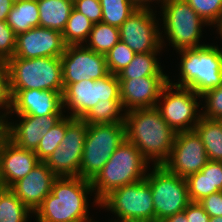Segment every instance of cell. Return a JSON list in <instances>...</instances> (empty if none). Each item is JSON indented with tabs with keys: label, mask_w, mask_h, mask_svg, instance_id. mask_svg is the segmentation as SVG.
Instances as JSON below:
<instances>
[{
	"label": "cell",
	"mask_w": 222,
	"mask_h": 222,
	"mask_svg": "<svg viewBox=\"0 0 222 222\" xmlns=\"http://www.w3.org/2000/svg\"><path fill=\"white\" fill-rule=\"evenodd\" d=\"M126 139L133 143L144 158L155 166L163 165L172 150L175 131L156 107L125 112Z\"/></svg>",
	"instance_id": "cell-1"
},
{
	"label": "cell",
	"mask_w": 222,
	"mask_h": 222,
	"mask_svg": "<svg viewBox=\"0 0 222 222\" xmlns=\"http://www.w3.org/2000/svg\"><path fill=\"white\" fill-rule=\"evenodd\" d=\"M92 192L89 180L79 176L57 177L51 193L34 212L37 222H94L87 214V195Z\"/></svg>",
	"instance_id": "cell-2"
},
{
	"label": "cell",
	"mask_w": 222,
	"mask_h": 222,
	"mask_svg": "<svg viewBox=\"0 0 222 222\" xmlns=\"http://www.w3.org/2000/svg\"><path fill=\"white\" fill-rule=\"evenodd\" d=\"M148 163L138 148L125 139L91 181L92 190L96 192L94 202L99 206L112 190L146 178Z\"/></svg>",
	"instance_id": "cell-3"
},
{
	"label": "cell",
	"mask_w": 222,
	"mask_h": 222,
	"mask_svg": "<svg viewBox=\"0 0 222 222\" xmlns=\"http://www.w3.org/2000/svg\"><path fill=\"white\" fill-rule=\"evenodd\" d=\"M221 49V50H220ZM203 45L178 51L181 55L179 87H187L198 95L222 85V48Z\"/></svg>",
	"instance_id": "cell-4"
},
{
	"label": "cell",
	"mask_w": 222,
	"mask_h": 222,
	"mask_svg": "<svg viewBox=\"0 0 222 222\" xmlns=\"http://www.w3.org/2000/svg\"><path fill=\"white\" fill-rule=\"evenodd\" d=\"M9 92L18 90H51L63 94V73L60 57L18 58L7 61Z\"/></svg>",
	"instance_id": "cell-5"
},
{
	"label": "cell",
	"mask_w": 222,
	"mask_h": 222,
	"mask_svg": "<svg viewBox=\"0 0 222 222\" xmlns=\"http://www.w3.org/2000/svg\"><path fill=\"white\" fill-rule=\"evenodd\" d=\"M125 139V123L88 125L79 177L92 181Z\"/></svg>",
	"instance_id": "cell-6"
},
{
	"label": "cell",
	"mask_w": 222,
	"mask_h": 222,
	"mask_svg": "<svg viewBox=\"0 0 222 222\" xmlns=\"http://www.w3.org/2000/svg\"><path fill=\"white\" fill-rule=\"evenodd\" d=\"M161 7L166 38L177 52L206 45L199 44V40L201 28L208 24L185 0H167Z\"/></svg>",
	"instance_id": "cell-7"
},
{
	"label": "cell",
	"mask_w": 222,
	"mask_h": 222,
	"mask_svg": "<svg viewBox=\"0 0 222 222\" xmlns=\"http://www.w3.org/2000/svg\"><path fill=\"white\" fill-rule=\"evenodd\" d=\"M145 179L151 187L155 222L182 212L191 203L186 178L168 171L163 165H154Z\"/></svg>",
	"instance_id": "cell-8"
},
{
	"label": "cell",
	"mask_w": 222,
	"mask_h": 222,
	"mask_svg": "<svg viewBox=\"0 0 222 222\" xmlns=\"http://www.w3.org/2000/svg\"><path fill=\"white\" fill-rule=\"evenodd\" d=\"M99 206L114 212L118 220L155 222L151 187L145 178L112 190Z\"/></svg>",
	"instance_id": "cell-9"
},
{
	"label": "cell",
	"mask_w": 222,
	"mask_h": 222,
	"mask_svg": "<svg viewBox=\"0 0 222 222\" xmlns=\"http://www.w3.org/2000/svg\"><path fill=\"white\" fill-rule=\"evenodd\" d=\"M63 108L68 107L72 118H83L99 101L121 102L120 82L117 75L109 73L102 79L83 80L63 84Z\"/></svg>",
	"instance_id": "cell-10"
},
{
	"label": "cell",
	"mask_w": 222,
	"mask_h": 222,
	"mask_svg": "<svg viewBox=\"0 0 222 222\" xmlns=\"http://www.w3.org/2000/svg\"><path fill=\"white\" fill-rule=\"evenodd\" d=\"M88 125L81 118L66 115V133L44 163L57 177H77Z\"/></svg>",
	"instance_id": "cell-11"
},
{
	"label": "cell",
	"mask_w": 222,
	"mask_h": 222,
	"mask_svg": "<svg viewBox=\"0 0 222 222\" xmlns=\"http://www.w3.org/2000/svg\"><path fill=\"white\" fill-rule=\"evenodd\" d=\"M173 89L176 91L173 92ZM161 97L164 105L161 107L157 104L156 108L175 133L194 130L201 118L200 112L198 114L197 111L200 105L197 98L201 96L190 88L179 87L169 82L164 87Z\"/></svg>",
	"instance_id": "cell-12"
},
{
	"label": "cell",
	"mask_w": 222,
	"mask_h": 222,
	"mask_svg": "<svg viewBox=\"0 0 222 222\" xmlns=\"http://www.w3.org/2000/svg\"><path fill=\"white\" fill-rule=\"evenodd\" d=\"M152 9H137L119 27L120 41L136 54L159 52L163 36ZM156 19V20H155Z\"/></svg>",
	"instance_id": "cell-13"
},
{
	"label": "cell",
	"mask_w": 222,
	"mask_h": 222,
	"mask_svg": "<svg viewBox=\"0 0 222 222\" xmlns=\"http://www.w3.org/2000/svg\"><path fill=\"white\" fill-rule=\"evenodd\" d=\"M60 58L63 84H73L88 79L98 80L109 74L105 55L82 44L66 46Z\"/></svg>",
	"instance_id": "cell-14"
},
{
	"label": "cell",
	"mask_w": 222,
	"mask_h": 222,
	"mask_svg": "<svg viewBox=\"0 0 222 222\" xmlns=\"http://www.w3.org/2000/svg\"><path fill=\"white\" fill-rule=\"evenodd\" d=\"M208 161L203 142L192 130L175 134L171 153L163 166L168 171L187 178L199 172Z\"/></svg>",
	"instance_id": "cell-15"
},
{
	"label": "cell",
	"mask_w": 222,
	"mask_h": 222,
	"mask_svg": "<svg viewBox=\"0 0 222 222\" xmlns=\"http://www.w3.org/2000/svg\"><path fill=\"white\" fill-rule=\"evenodd\" d=\"M168 76H144L135 79H118L121 106L126 111L156 107ZM128 109V110H127Z\"/></svg>",
	"instance_id": "cell-16"
},
{
	"label": "cell",
	"mask_w": 222,
	"mask_h": 222,
	"mask_svg": "<svg viewBox=\"0 0 222 222\" xmlns=\"http://www.w3.org/2000/svg\"><path fill=\"white\" fill-rule=\"evenodd\" d=\"M62 33L45 27H35L17 35L13 57H61L65 51Z\"/></svg>",
	"instance_id": "cell-17"
},
{
	"label": "cell",
	"mask_w": 222,
	"mask_h": 222,
	"mask_svg": "<svg viewBox=\"0 0 222 222\" xmlns=\"http://www.w3.org/2000/svg\"><path fill=\"white\" fill-rule=\"evenodd\" d=\"M62 93L51 90H18L12 97L8 115L49 116L63 114Z\"/></svg>",
	"instance_id": "cell-18"
},
{
	"label": "cell",
	"mask_w": 222,
	"mask_h": 222,
	"mask_svg": "<svg viewBox=\"0 0 222 222\" xmlns=\"http://www.w3.org/2000/svg\"><path fill=\"white\" fill-rule=\"evenodd\" d=\"M57 176L40 161L24 178L9 189L34 213L45 197L51 193Z\"/></svg>",
	"instance_id": "cell-19"
},
{
	"label": "cell",
	"mask_w": 222,
	"mask_h": 222,
	"mask_svg": "<svg viewBox=\"0 0 222 222\" xmlns=\"http://www.w3.org/2000/svg\"><path fill=\"white\" fill-rule=\"evenodd\" d=\"M21 121L18 123H7L8 139L17 146L35 151L43 136L57 124L63 114L49 116L17 115ZM15 124V125H14Z\"/></svg>",
	"instance_id": "cell-20"
},
{
	"label": "cell",
	"mask_w": 222,
	"mask_h": 222,
	"mask_svg": "<svg viewBox=\"0 0 222 222\" xmlns=\"http://www.w3.org/2000/svg\"><path fill=\"white\" fill-rule=\"evenodd\" d=\"M40 160L33 150H27L7 140L0 155V187L10 188L24 178Z\"/></svg>",
	"instance_id": "cell-21"
},
{
	"label": "cell",
	"mask_w": 222,
	"mask_h": 222,
	"mask_svg": "<svg viewBox=\"0 0 222 222\" xmlns=\"http://www.w3.org/2000/svg\"><path fill=\"white\" fill-rule=\"evenodd\" d=\"M191 202H199L212 193L222 191V162L211 161L197 173L187 178Z\"/></svg>",
	"instance_id": "cell-22"
},
{
	"label": "cell",
	"mask_w": 222,
	"mask_h": 222,
	"mask_svg": "<svg viewBox=\"0 0 222 222\" xmlns=\"http://www.w3.org/2000/svg\"><path fill=\"white\" fill-rule=\"evenodd\" d=\"M39 26L63 32L73 9L72 0H37Z\"/></svg>",
	"instance_id": "cell-23"
},
{
	"label": "cell",
	"mask_w": 222,
	"mask_h": 222,
	"mask_svg": "<svg viewBox=\"0 0 222 222\" xmlns=\"http://www.w3.org/2000/svg\"><path fill=\"white\" fill-rule=\"evenodd\" d=\"M194 131L203 142L208 159L222 162V120L201 116Z\"/></svg>",
	"instance_id": "cell-24"
},
{
	"label": "cell",
	"mask_w": 222,
	"mask_h": 222,
	"mask_svg": "<svg viewBox=\"0 0 222 222\" xmlns=\"http://www.w3.org/2000/svg\"><path fill=\"white\" fill-rule=\"evenodd\" d=\"M16 35L39 26L37 1H14L6 20Z\"/></svg>",
	"instance_id": "cell-25"
},
{
	"label": "cell",
	"mask_w": 222,
	"mask_h": 222,
	"mask_svg": "<svg viewBox=\"0 0 222 222\" xmlns=\"http://www.w3.org/2000/svg\"><path fill=\"white\" fill-rule=\"evenodd\" d=\"M158 52L135 54L133 60L117 74L118 79H135L144 76H167L156 58Z\"/></svg>",
	"instance_id": "cell-26"
},
{
	"label": "cell",
	"mask_w": 222,
	"mask_h": 222,
	"mask_svg": "<svg viewBox=\"0 0 222 222\" xmlns=\"http://www.w3.org/2000/svg\"><path fill=\"white\" fill-rule=\"evenodd\" d=\"M33 213L9 188L0 187V222H28Z\"/></svg>",
	"instance_id": "cell-27"
},
{
	"label": "cell",
	"mask_w": 222,
	"mask_h": 222,
	"mask_svg": "<svg viewBox=\"0 0 222 222\" xmlns=\"http://www.w3.org/2000/svg\"><path fill=\"white\" fill-rule=\"evenodd\" d=\"M93 25L94 23L73 7L65 29L62 32L65 45H81V43H87V38H89Z\"/></svg>",
	"instance_id": "cell-28"
},
{
	"label": "cell",
	"mask_w": 222,
	"mask_h": 222,
	"mask_svg": "<svg viewBox=\"0 0 222 222\" xmlns=\"http://www.w3.org/2000/svg\"><path fill=\"white\" fill-rule=\"evenodd\" d=\"M87 41V48L106 55L120 41L119 28L102 22L94 24Z\"/></svg>",
	"instance_id": "cell-29"
},
{
	"label": "cell",
	"mask_w": 222,
	"mask_h": 222,
	"mask_svg": "<svg viewBox=\"0 0 222 222\" xmlns=\"http://www.w3.org/2000/svg\"><path fill=\"white\" fill-rule=\"evenodd\" d=\"M121 102L99 101L82 119L87 125L124 123Z\"/></svg>",
	"instance_id": "cell-30"
},
{
	"label": "cell",
	"mask_w": 222,
	"mask_h": 222,
	"mask_svg": "<svg viewBox=\"0 0 222 222\" xmlns=\"http://www.w3.org/2000/svg\"><path fill=\"white\" fill-rule=\"evenodd\" d=\"M102 8L101 22L120 27L137 8L129 0H99Z\"/></svg>",
	"instance_id": "cell-31"
},
{
	"label": "cell",
	"mask_w": 222,
	"mask_h": 222,
	"mask_svg": "<svg viewBox=\"0 0 222 222\" xmlns=\"http://www.w3.org/2000/svg\"><path fill=\"white\" fill-rule=\"evenodd\" d=\"M66 133V117L55 124L48 133L42 137L39 146L34 151L38 159L44 162L54 150L59 147Z\"/></svg>",
	"instance_id": "cell-32"
},
{
	"label": "cell",
	"mask_w": 222,
	"mask_h": 222,
	"mask_svg": "<svg viewBox=\"0 0 222 222\" xmlns=\"http://www.w3.org/2000/svg\"><path fill=\"white\" fill-rule=\"evenodd\" d=\"M208 25L222 24V0H185Z\"/></svg>",
	"instance_id": "cell-33"
},
{
	"label": "cell",
	"mask_w": 222,
	"mask_h": 222,
	"mask_svg": "<svg viewBox=\"0 0 222 222\" xmlns=\"http://www.w3.org/2000/svg\"><path fill=\"white\" fill-rule=\"evenodd\" d=\"M135 54L136 53L132 51L124 42L119 41L105 55L109 73L117 75L129 65Z\"/></svg>",
	"instance_id": "cell-34"
},
{
	"label": "cell",
	"mask_w": 222,
	"mask_h": 222,
	"mask_svg": "<svg viewBox=\"0 0 222 222\" xmlns=\"http://www.w3.org/2000/svg\"><path fill=\"white\" fill-rule=\"evenodd\" d=\"M205 99L206 110L201 116L207 119L222 120V85L201 95Z\"/></svg>",
	"instance_id": "cell-35"
},
{
	"label": "cell",
	"mask_w": 222,
	"mask_h": 222,
	"mask_svg": "<svg viewBox=\"0 0 222 222\" xmlns=\"http://www.w3.org/2000/svg\"><path fill=\"white\" fill-rule=\"evenodd\" d=\"M17 35L6 21H0V60L8 61L14 56Z\"/></svg>",
	"instance_id": "cell-36"
},
{
	"label": "cell",
	"mask_w": 222,
	"mask_h": 222,
	"mask_svg": "<svg viewBox=\"0 0 222 222\" xmlns=\"http://www.w3.org/2000/svg\"><path fill=\"white\" fill-rule=\"evenodd\" d=\"M73 7L84 14L92 23L101 22L102 8L99 0H75Z\"/></svg>",
	"instance_id": "cell-37"
},
{
	"label": "cell",
	"mask_w": 222,
	"mask_h": 222,
	"mask_svg": "<svg viewBox=\"0 0 222 222\" xmlns=\"http://www.w3.org/2000/svg\"><path fill=\"white\" fill-rule=\"evenodd\" d=\"M11 96L9 92V77L7 61L0 60V106L9 112Z\"/></svg>",
	"instance_id": "cell-38"
},
{
	"label": "cell",
	"mask_w": 222,
	"mask_h": 222,
	"mask_svg": "<svg viewBox=\"0 0 222 222\" xmlns=\"http://www.w3.org/2000/svg\"><path fill=\"white\" fill-rule=\"evenodd\" d=\"M199 203L210 218L222 216V191L204 197Z\"/></svg>",
	"instance_id": "cell-39"
},
{
	"label": "cell",
	"mask_w": 222,
	"mask_h": 222,
	"mask_svg": "<svg viewBox=\"0 0 222 222\" xmlns=\"http://www.w3.org/2000/svg\"><path fill=\"white\" fill-rule=\"evenodd\" d=\"M188 222H210V216L199 202H191L184 210Z\"/></svg>",
	"instance_id": "cell-40"
},
{
	"label": "cell",
	"mask_w": 222,
	"mask_h": 222,
	"mask_svg": "<svg viewBox=\"0 0 222 222\" xmlns=\"http://www.w3.org/2000/svg\"><path fill=\"white\" fill-rule=\"evenodd\" d=\"M14 5V0H0V21H6L10 10Z\"/></svg>",
	"instance_id": "cell-41"
},
{
	"label": "cell",
	"mask_w": 222,
	"mask_h": 222,
	"mask_svg": "<svg viewBox=\"0 0 222 222\" xmlns=\"http://www.w3.org/2000/svg\"><path fill=\"white\" fill-rule=\"evenodd\" d=\"M137 9H151L149 7L150 2H153L154 0H129ZM157 1V0H156ZM161 1L162 4H164L167 0H158ZM147 2V3H146ZM149 2V4H148Z\"/></svg>",
	"instance_id": "cell-42"
},
{
	"label": "cell",
	"mask_w": 222,
	"mask_h": 222,
	"mask_svg": "<svg viewBox=\"0 0 222 222\" xmlns=\"http://www.w3.org/2000/svg\"><path fill=\"white\" fill-rule=\"evenodd\" d=\"M161 222H188L187 221V217L185 215V212H179V213H175L174 215L164 219Z\"/></svg>",
	"instance_id": "cell-43"
},
{
	"label": "cell",
	"mask_w": 222,
	"mask_h": 222,
	"mask_svg": "<svg viewBox=\"0 0 222 222\" xmlns=\"http://www.w3.org/2000/svg\"><path fill=\"white\" fill-rule=\"evenodd\" d=\"M8 140V128H0V155L4 143Z\"/></svg>",
	"instance_id": "cell-44"
},
{
	"label": "cell",
	"mask_w": 222,
	"mask_h": 222,
	"mask_svg": "<svg viewBox=\"0 0 222 222\" xmlns=\"http://www.w3.org/2000/svg\"><path fill=\"white\" fill-rule=\"evenodd\" d=\"M1 108V106H0ZM8 113H5L3 115H0V128H7V123L8 121H6V117H7Z\"/></svg>",
	"instance_id": "cell-45"
},
{
	"label": "cell",
	"mask_w": 222,
	"mask_h": 222,
	"mask_svg": "<svg viewBox=\"0 0 222 222\" xmlns=\"http://www.w3.org/2000/svg\"><path fill=\"white\" fill-rule=\"evenodd\" d=\"M210 222H222V216L212 217Z\"/></svg>",
	"instance_id": "cell-46"
},
{
	"label": "cell",
	"mask_w": 222,
	"mask_h": 222,
	"mask_svg": "<svg viewBox=\"0 0 222 222\" xmlns=\"http://www.w3.org/2000/svg\"><path fill=\"white\" fill-rule=\"evenodd\" d=\"M111 222H142V221H134V220H114V221H111Z\"/></svg>",
	"instance_id": "cell-47"
},
{
	"label": "cell",
	"mask_w": 222,
	"mask_h": 222,
	"mask_svg": "<svg viewBox=\"0 0 222 222\" xmlns=\"http://www.w3.org/2000/svg\"><path fill=\"white\" fill-rule=\"evenodd\" d=\"M217 30H219L218 33L220 34L222 39V24L217 28Z\"/></svg>",
	"instance_id": "cell-48"
},
{
	"label": "cell",
	"mask_w": 222,
	"mask_h": 222,
	"mask_svg": "<svg viewBox=\"0 0 222 222\" xmlns=\"http://www.w3.org/2000/svg\"><path fill=\"white\" fill-rule=\"evenodd\" d=\"M14 1H37V0H14Z\"/></svg>",
	"instance_id": "cell-49"
}]
</instances>
